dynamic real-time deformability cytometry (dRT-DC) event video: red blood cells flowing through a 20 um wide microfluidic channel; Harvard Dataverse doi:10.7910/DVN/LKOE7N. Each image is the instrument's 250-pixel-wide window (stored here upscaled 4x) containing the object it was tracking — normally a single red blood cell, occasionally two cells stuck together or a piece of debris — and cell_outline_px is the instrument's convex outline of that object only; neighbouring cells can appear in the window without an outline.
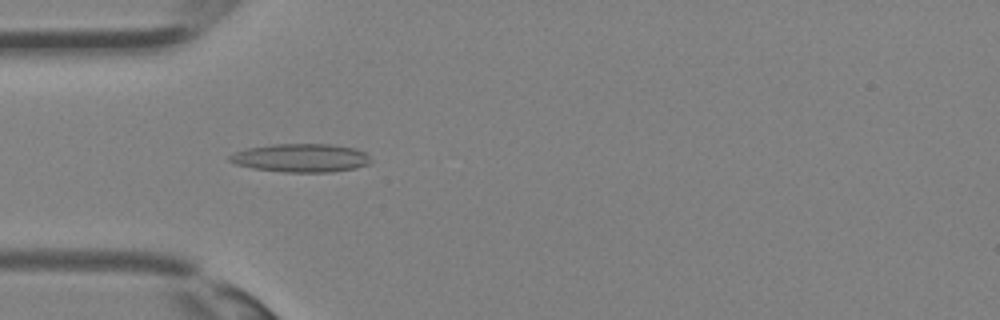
{"species": "Egyptian fruit bat (a non-hibernating species)", "species_latin": "Rousettus aegyptiacus", "temperature_condition": "room temperature", "stored_images_in_passage": 32, "camera_frame_rate_fps": 3000, "um_per_image_px": 0.085, "animal": {"sex": "female"}, "frame": {"image": 1, "passage_image": 7, "time_ms": 2.0, "image_size_px": [1000, 320], "cell_outline_px": [[372, 164], [356, 168], [332, 172], [284, 172], [252, 168], [236, 164], [228, 160], [228, 156], [236, 152], [248, 148], [272, 144], [332, 144], [356, 148], [364, 152], [372, 160]], "centroid_in_image_um": [25.63, 13.42], "position_along_channel_um": 59.4, "area_um2": 23.52}}
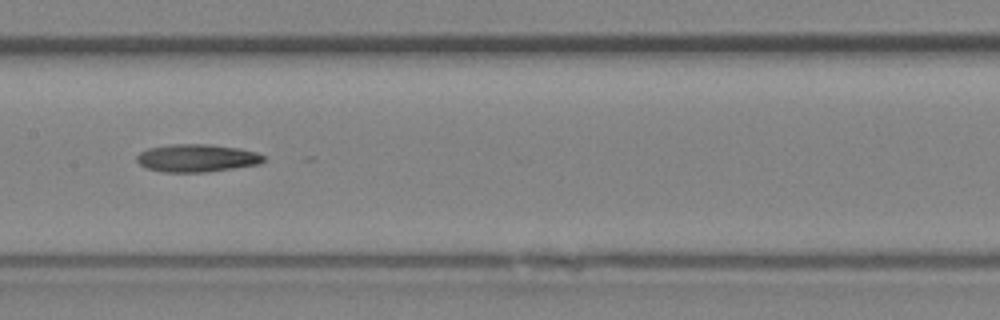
{"frame": {"image": 2, "passage_image": 14, "time_ms": 4.333, "image_size_px": [1000, 320], "cell_outline_px": [[264, 160], [260, 164], [204, 172], [164, 172], [148, 168], [140, 164], [136, 160], [136, 156], [140, 152], [148, 148], [168, 144], [212, 144], [240, 148], [256, 152], [264, 156]], "centroid_in_image_um": [16.72, 13.42], "position_along_channel_um": 190.7, "area_um2": 20.52}}
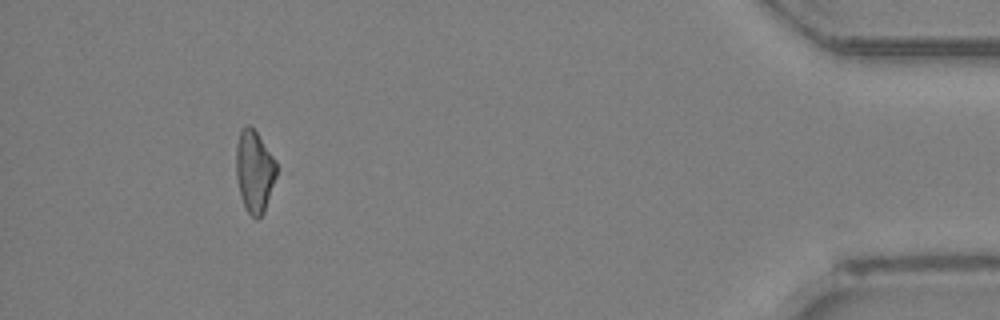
{"frame": {"image": 3, "passage_image": 29, "time_ms": 9.333, "image_size_px": [1000, 320], "cell_outline_px": [[276, 176], [264, 212], [256, 220], [244, 208], [240, 196], [236, 176], [236, 144], [240, 132], [244, 124], [252, 124], [276, 160]], "centroid_in_image_um": [21.61, 14.52], "position_along_channel_um": 413.6, "area_um2": 19.59}}